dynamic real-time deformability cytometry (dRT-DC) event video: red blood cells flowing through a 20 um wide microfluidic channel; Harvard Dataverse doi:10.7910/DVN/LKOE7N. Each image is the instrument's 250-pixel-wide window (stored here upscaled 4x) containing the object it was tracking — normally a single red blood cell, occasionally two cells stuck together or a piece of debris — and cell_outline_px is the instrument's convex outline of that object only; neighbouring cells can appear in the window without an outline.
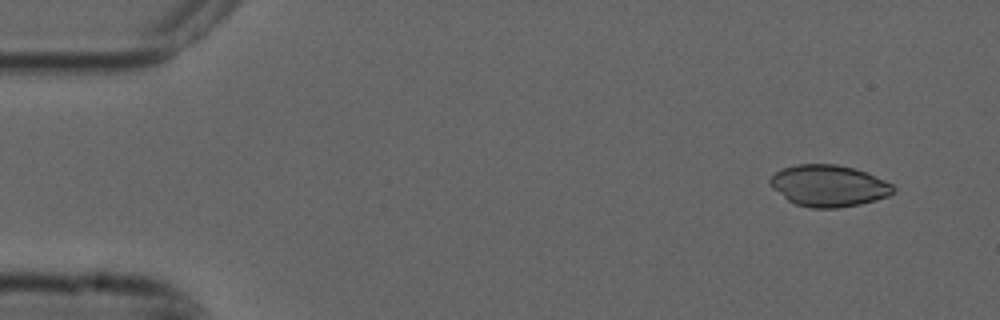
{"species": "common noctule bat (a hibernating species)", "species_latin": "Nyctalus noctula", "temperature_condition": "cold", "stored_images_in_passage": 5, "camera_frame_rate_fps": 3000, "um_per_image_px": 0.085, "animal": {"sex": "male", "forearm_length_mm": 52.5}, "frame": {"image": 1, "passage_image": 1, "time_ms": 0.0, "image_size_px": [1000, 320], "cell_outline_px": [[896, 188], [888, 196], [876, 200], [860, 204], [836, 208], [812, 208], [796, 204], [788, 200], [772, 188], [768, 184], [768, 180], [776, 172], [784, 168], [796, 164], [836, 164], [868, 172], [892, 184]], "centroid_in_image_um": [70.43, 15.79], "position_along_channel_um": 14.6, "area_um2": 29.82}}